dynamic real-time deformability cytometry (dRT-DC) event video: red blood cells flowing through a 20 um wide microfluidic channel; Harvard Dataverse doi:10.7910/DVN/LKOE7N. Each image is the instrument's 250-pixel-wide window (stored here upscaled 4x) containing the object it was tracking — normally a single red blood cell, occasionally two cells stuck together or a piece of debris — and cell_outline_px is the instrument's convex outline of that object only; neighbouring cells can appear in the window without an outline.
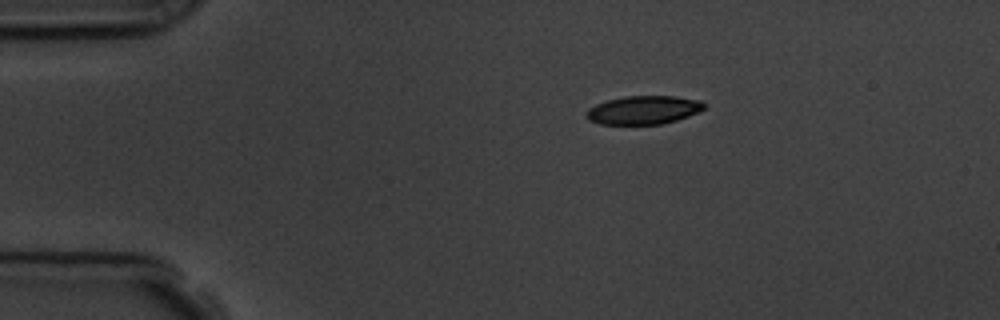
{"species": "common noctule bat (a hibernating species)", "species_latin": "Nyctalus noctula", "temperature_condition": "room temperature", "stored_images_in_passage": 8, "camera_frame_rate_fps": 3000, "um_per_image_px": 0.085, "animal": {"sex": "male", "body_mass_g": 19.5, "forearm_length_mm": 54.6}, "frame": {"image": 1, "passage_image": 1, "time_ms": 0.0, "image_size_px": [1000, 320], "cell_outline_px": [[704, 108], [688, 116], [676, 120], [660, 124], [600, 124], [588, 120], [588, 108], [596, 104], [608, 100], [624, 96], [676, 96], [700, 100], [704, 104]], "centroid_in_image_um": [54.69, 9.34], "position_along_channel_um": 30.3, "area_um2": 19.31}}
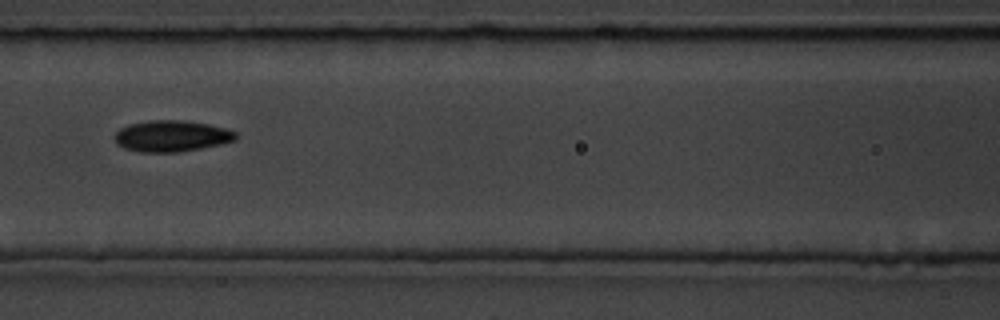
{"frame": {"image": 2, "passage_image": 5, "time_ms": 4.667, "image_size_px": [1000, 320], "cell_outline_px": [[236, 140], [220, 144], [200, 148], [176, 152], [140, 152], [124, 148], [116, 144], [112, 136], [120, 128], [128, 124], [148, 120], [184, 120], [208, 124], [224, 128], [236, 132]], "centroid_in_image_um": [14.52, 11.56], "position_along_channel_um": 152.1, "area_um2": 22.14}}
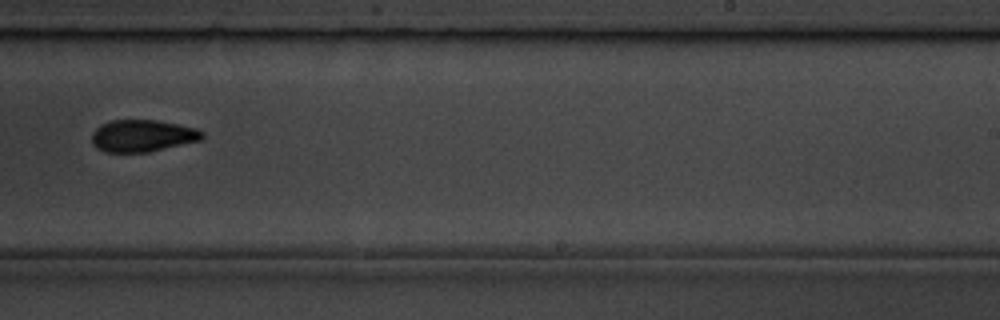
{"frame": {"image": 3, "passage_image": 8, "time_ms": 8.0, "image_size_px": [1000, 320], "cell_outline_px": [[204, 136], [200, 140], [148, 152], [104, 152], [96, 148], [92, 144], [92, 132], [100, 124], [112, 120], [156, 120], [196, 128], [204, 132]], "centroid_in_image_um": [12.07, 11.54], "position_along_channel_um": 276.9, "area_um2": 20.58}}